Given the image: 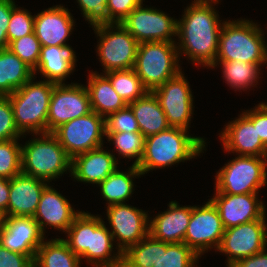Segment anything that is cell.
Returning a JSON list of instances; mask_svg holds the SVG:
<instances>
[{"label": "cell", "mask_w": 267, "mask_h": 267, "mask_svg": "<svg viewBox=\"0 0 267 267\" xmlns=\"http://www.w3.org/2000/svg\"><path fill=\"white\" fill-rule=\"evenodd\" d=\"M74 23L68 9L56 5L35 15L34 33L41 46H65Z\"/></svg>", "instance_id": "20"}, {"label": "cell", "mask_w": 267, "mask_h": 267, "mask_svg": "<svg viewBox=\"0 0 267 267\" xmlns=\"http://www.w3.org/2000/svg\"><path fill=\"white\" fill-rule=\"evenodd\" d=\"M33 79L35 78L32 77L8 97L18 130L23 135L31 132L38 136L47 133L50 98L56 83L47 80L35 83Z\"/></svg>", "instance_id": "5"}, {"label": "cell", "mask_w": 267, "mask_h": 267, "mask_svg": "<svg viewBox=\"0 0 267 267\" xmlns=\"http://www.w3.org/2000/svg\"><path fill=\"white\" fill-rule=\"evenodd\" d=\"M83 17L92 25L109 24V13L107 9V0H77Z\"/></svg>", "instance_id": "41"}, {"label": "cell", "mask_w": 267, "mask_h": 267, "mask_svg": "<svg viewBox=\"0 0 267 267\" xmlns=\"http://www.w3.org/2000/svg\"><path fill=\"white\" fill-rule=\"evenodd\" d=\"M143 0H107L109 24L123 21Z\"/></svg>", "instance_id": "42"}, {"label": "cell", "mask_w": 267, "mask_h": 267, "mask_svg": "<svg viewBox=\"0 0 267 267\" xmlns=\"http://www.w3.org/2000/svg\"><path fill=\"white\" fill-rule=\"evenodd\" d=\"M266 216L225 229L218 251L228 255V267L250 257L267 246Z\"/></svg>", "instance_id": "11"}, {"label": "cell", "mask_w": 267, "mask_h": 267, "mask_svg": "<svg viewBox=\"0 0 267 267\" xmlns=\"http://www.w3.org/2000/svg\"><path fill=\"white\" fill-rule=\"evenodd\" d=\"M159 258V240L148 234L122 253L121 267H153Z\"/></svg>", "instance_id": "34"}, {"label": "cell", "mask_w": 267, "mask_h": 267, "mask_svg": "<svg viewBox=\"0 0 267 267\" xmlns=\"http://www.w3.org/2000/svg\"><path fill=\"white\" fill-rule=\"evenodd\" d=\"M176 46L174 42L139 43L133 70L148 91L152 92L181 71Z\"/></svg>", "instance_id": "7"}, {"label": "cell", "mask_w": 267, "mask_h": 267, "mask_svg": "<svg viewBox=\"0 0 267 267\" xmlns=\"http://www.w3.org/2000/svg\"><path fill=\"white\" fill-rule=\"evenodd\" d=\"M0 267H34L28 255L12 252L0 244Z\"/></svg>", "instance_id": "43"}, {"label": "cell", "mask_w": 267, "mask_h": 267, "mask_svg": "<svg viewBox=\"0 0 267 267\" xmlns=\"http://www.w3.org/2000/svg\"><path fill=\"white\" fill-rule=\"evenodd\" d=\"M117 162L113 153L99 147L72 159L71 176L77 181L97 185L118 168Z\"/></svg>", "instance_id": "23"}, {"label": "cell", "mask_w": 267, "mask_h": 267, "mask_svg": "<svg viewBox=\"0 0 267 267\" xmlns=\"http://www.w3.org/2000/svg\"><path fill=\"white\" fill-rule=\"evenodd\" d=\"M14 6L13 0H0V49L8 48L7 30Z\"/></svg>", "instance_id": "44"}, {"label": "cell", "mask_w": 267, "mask_h": 267, "mask_svg": "<svg viewBox=\"0 0 267 267\" xmlns=\"http://www.w3.org/2000/svg\"><path fill=\"white\" fill-rule=\"evenodd\" d=\"M8 49L26 63L33 70L35 75V70L40 58L41 44L34 32L20 39L11 41L8 45Z\"/></svg>", "instance_id": "37"}, {"label": "cell", "mask_w": 267, "mask_h": 267, "mask_svg": "<svg viewBox=\"0 0 267 267\" xmlns=\"http://www.w3.org/2000/svg\"><path fill=\"white\" fill-rule=\"evenodd\" d=\"M44 239L33 217H1L0 244L9 251L28 255L34 261Z\"/></svg>", "instance_id": "18"}, {"label": "cell", "mask_w": 267, "mask_h": 267, "mask_svg": "<svg viewBox=\"0 0 267 267\" xmlns=\"http://www.w3.org/2000/svg\"><path fill=\"white\" fill-rule=\"evenodd\" d=\"M72 159L52 133H41L21 146L22 173L47 182L71 173Z\"/></svg>", "instance_id": "6"}, {"label": "cell", "mask_w": 267, "mask_h": 267, "mask_svg": "<svg viewBox=\"0 0 267 267\" xmlns=\"http://www.w3.org/2000/svg\"><path fill=\"white\" fill-rule=\"evenodd\" d=\"M91 111L89 93L84 85L55 84L48 110L47 133H52L60 125Z\"/></svg>", "instance_id": "12"}, {"label": "cell", "mask_w": 267, "mask_h": 267, "mask_svg": "<svg viewBox=\"0 0 267 267\" xmlns=\"http://www.w3.org/2000/svg\"><path fill=\"white\" fill-rule=\"evenodd\" d=\"M198 257L200 256L183 242L168 243L159 240V258L153 267H195Z\"/></svg>", "instance_id": "33"}, {"label": "cell", "mask_w": 267, "mask_h": 267, "mask_svg": "<svg viewBox=\"0 0 267 267\" xmlns=\"http://www.w3.org/2000/svg\"><path fill=\"white\" fill-rule=\"evenodd\" d=\"M22 135L16 127L9 97L0 96V141L19 139Z\"/></svg>", "instance_id": "40"}, {"label": "cell", "mask_w": 267, "mask_h": 267, "mask_svg": "<svg viewBox=\"0 0 267 267\" xmlns=\"http://www.w3.org/2000/svg\"><path fill=\"white\" fill-rule=\"evenodd\" d=\"M101 217L82 212L75 217L63 239L68 247L81 259L86 258L93 267H121L122 253L113 251V236ZM111 256V257H110Z\"/></svg>", "instance_id": "2"}, {"label": "cell", "mask_w": 267, "mask_h": 267, "mask_svg": "<svg viewBox=\"0 0 267 267\" xmlns=\"http://www.w3.org/2000/svg\"><path fill=\"white\" fill-rule=\"evenodd\" d=\"M219 62V63H218ZM218 64L222 66L223 78L227 81V84L232 88L243 90L249 89L250 86L256 85L260 74L261 64L247 63L244 61H215L211 67H215Z\"/></svg>", "instance_id": "31"}, {"label": "cell", "mask_w": 267, "mask_h": 267, "mask_svg": "<svg viewBox=\"0 0 267 267\" xmlns=\"http://www.w3.org/2000/svg\"><path fill=\"white\" fill-rule=\"evenodd\" d=\"M75 62V52L69 45L41 46L35 73L39 71L45 80L61 84L75 70Z\"/></svg>", "instance_id": "25"}, {"label": "cell", "mask_w": 267, "mask_h": 267, "mask_svg": "<svg viewBox=\"0 0 267 267\" xmlns=\"http://www.w3.org/2000/svg\"><path fill=\"white\" fill-rule=\"evenodd\" d=\"M105 75L110 80L113 89L127 105L148 92L133 69L114 70L105 73Z\"/></svg>", "instance_id": "32"}, {"label": "cell", "mask_w": 267, "mask_h": 267, "mask_svg": "<svg viewBox=\"0 0 267 267\" xmlns=\"http://www.w3.org/2000/svg\"><path fill=\"white\" fill-rule=\"evenodd\" d=\"M34 20L35 16H32L29 11L20 9V7L18 8L15 5L12 9L11 18L8 24V45L11 41L33 33Z\"/></svg>", "instance_id": "38"}, {"label": "cell", "mask_w": 267, "mask_h": 267, "mask_svg": "<svg viewBox=\"0 0 267 267\" xmlns=\"http://www.w3.org/2000/svg\"><path fill=\"white\" fill-rule=\"evenodd\" d=\"M32 77L33 70L10 49H0V96H9Z\"/></svg>", "instance_id": "28"}, {"label": "cell", "mask_w": 267, "mask_h": 267, "mask_svg": "<svg viewBox=\"0 0 267 267\" xmlns=\"http://www.w3.org/2000/svg\"><path fill=\"white\" fill-rule=\"evenodd\" d=\"M263 34L261 28L252 21H224L219 34L215 61L240 60L266 64L267 45Z\"/></svg>", "instance_id": "4"}, {"label": "cell", "mask_w": 267, "mask_h": 267, "mask_svg": "<svg viewBox=\"0 0 267 267\" xmlns=\"http://www.w3.org/2000/svg\"><path fill=\"white\" fill-rule=\"evenodd\" d=\"M93 29L100 37L97 53L104 73L133 69L139 43L126 28L121 23H112L98 25Z\"/></svg>", "instance_id": "9"}, {"label": "cell", "mask_w": 267, "mask_h": 267, "mask_svg": "<svg viewBox=\"0 0 267 267\" xmlns=\"http://www.w3.org/2000/svg\"><path fill=\"white\" fill-rule=\"evenodd\" d=\"M220 136L225 151L237 155L267 156V147L257 132V106L228 123Z\"/></svg>", "instance_id": "17"}, {"label": "cell", "mask_w": 267, "mask_h": 267, "mask_svg": "<svg viewBox=\"0 0 267 267\" xmlns=\"http://www.w3.org/2000/svg\"><path fill=\"white\" fill-rule=\"evenodd\" d=\"M108 141H113L115 149L123 158H136L138 165L144 153L145 137L140 132H105Z\"/></svg>", "instance_id": "35"}, {"label": "cell", "mask_w": 267, "mask_h": 267, "mask_svg": "<svg viewBox=\"0 0 267 267\" xmlns=\"http://www.w3.org/2000/svg\"><path fill=\"white\" fill-rule=\"evenodd\" d=\"M80 211L75 212L68 200L53 187L47 185L40 197L33 219L43 234L45 226L66 232Z\"/></svg>", "instance_id": "22"}, {"label": "cell", "mask_w": 267, "mask_h": 267, "mask_svg": "<svg viewBox=\"0 0 267 267\" xmlns=\"http://www.w3.org/2000/svg\"><path fill=\"white\" fill-rule=\"evenodd\" d=\"M80 258L61 238L43 241L36 251L34 267H79Z\"/></svg>", "instance_id": "29"}, {"label": "cell", "mask_w": 267, "mask_h": 267, "mask_svg": "<svg viewBox=\"0 0 267 267\" xmlns=\"http://www.w3.org/2000/svg\"><path fill=\"white\" fill-rule=\"evenodd\" d=\"M141 3L120 23L141 42H175L171 37L177 36V21L164 12L154 8H144Z\"/></svg>", "instance_id": "14"}, {"label": "cell", "mask_w": 267, "mask_h": 267, "mask_svg": "<svg viewBox=\"0 0 267 267\" xmlns=\"http://www.w3.org/2000/svg\"><path fill=\"white\" fill-rule=\"evenodd\" d=\"M267 248L250 257L237 261L231 267H267Z\"/></svg>", "instance_id": "45"}, {"label": "cell", "mask_w": 267, "mask_h": 267, "mask_svg": "<svg viewBox=\"0 0 267 267\" xmlns=\"http://www.w3.org/2000/svg\"><path fill=\"white\" fill-rule=\"evenodd\" d=\"M19 139L0 141V177L11 179L22 173Z\"/></svg>", "instance_id": "36"}, {"label": "cell", "mask_w": 267, "mask_h": 267, "mask_svg": "<svg viewBox=\"0 0 267 267\" xmlns=\"http://www.w3.org/2000/svg\"><path fill=\"white\" fill-rule=\"evenodd\" d=\"M107 217L113 240L117 239V247L124 253L129 247L136 245L149 234L148 213L125 203L107 206Z\"/></svg>", "instance_id": "16"}, {"label": "cell", "mask_w": 267, "mask_h": 267, "mask_svg": "<svg viewBox=\"0 0 267 267\" xmlns=\"http://www.w3.org/2000/svg\"><path fill=\"white\" fill-rule=\"evenodd\" d=\"M86 88L89 93L91 110L104 118L127 105L113 89L110 80L105 74L91 72Z\"/></svg>", "instance_id": "26"}, {"label": "cell", "mask_w": 267, "mask_h": 267, "mask_svg": "<svg viewBox=\"0 0 267 267\" xmlns=\"http://www.w3.org/2000/svg\"><path fill=\"white\" fill-rule=\"evenodd\" d=\"M258 193H216L211 202L217 208L225 229L262 218L266 208Z\"/></svg>", "instance_id": "19"}, {"label": "cell", "mask_w": 267, "mask_h": 267, "mask_svg": "<svg viewBox=\"0 0 267 267\" xmlns=\"http://www.w3.org/2000/svg\"><path fill=\"white\" fill-rule=\"evenodd\" d=\"M168 206L167 211L150 219L149 234L163 242L184 243L193 206L180 207L176 201H171Z\"/></svg>", "instance_id": "24"}, {"label": "cell", "mask_w": 267, "mask_h": 267, "mask_svg": "<svg viewBox=\"0 0 267 267\" xmlns=\"http://www.w3.org/2000/svg\"><path fill=\"white\" fill-rule=\"evenodd\" d=\"M52 134L73 159L77 155L103 146L105 118L91 111L60 125Z\"/></svg>", "instance_id": "10"}, {"label": "cell", "mask_w": 267, "mask_h": 267, "mask_svg": "<svg viewBox=\"0 0 267 267\" xmlns=\"http://www.w3.org/2000/svg\"><path fill=\"white\" fill-rule=\"evenodd\" d=\"M257 132L262 143L267 147V103L257 106Z\"/></svg>", "instance_id": "46"}, {"label": "cell", "mask_w": 267, "mask_h": 267, "mask_svg": "<svg viewBox=\"0 0 267 267\" xmlns=\"http://www.w3.org/2000/svg\"><path fill=\"white\" fill-rule=\"evenodd\" d=\"M267 156L238 155L219 169L215 193H258L267 183Z\"/></svg>", "instance_id": "8"}, {"label": "cell", "mask_w": 267, "mask_h": 267, "mask_svg": "<svg viewBox=\"0 0 267 267\" xmlns=\"http://www.w3.org/2000/svg\"><path fill=\"white\" fill-rule=\"evenodd\" d=\"M216 2L219 0H194L177 21V36L181 40L176 46L178 55L183 52L193 63L209 68L215 63L224 24L212 5Z\"/></svg>", "instance_id": "1"}, {"label": "cell", "mask_w": 267, "mask_h": 267, "mask_svg": "<svg viewBox=\"0 0 267 267\" xmlns=\"http://www.w3.org/2000/svg\"><path fill=\"white\" fill-rule=\"evenodd\" d=\"M187 132L182 128L169 127L145 137L144 153L137 165L141 174L199 156L205 148V141L201 137H192Z\"/></svg>", "instance_id": "3"}, {"label": "cell", "mask_w": 267, "mask_h": 267, "mask_svg": "<svg viewBox=\"0 0 267 267\" xmlns=\"http://www.w3.org/2000/svg\"><path fill=\"white\" fill-rule=\"evenodd\" d=\"M180 71L152 92L157 97L170 127L188 130L193 112V96L189 82Z\"/></svg>", "instance_id": "15"}, {"label": "cell", "mask_w": 267, "mask_h": 267, "mask_svg": "<svg viewBox=\"0 0 267 267\" xmlns=\"http://www.w3.org/2000/svg\"><path fill=\"white\" fill-rule=\"evenodd\" d=\"M47 185L46 181L23 173L11 178L8 208L2 217H33Z\"/></svg>", "instance_id": "21"}, {"label": "cell", "mask_w": 267, "mask_h": 267, "mask_svg": "<svg viewBox=\"0 0 267 267\" xmlns=\"http://www.w3.org/2000/svg\"><path fill=\"white\" fill-rule=\"evenodd\" d=\"M105 132H140L137 120L129 105L105 118Z\"/></svg>", "instance_id": "39"}, {"label": "cell", "mask_w": 267, "mask_h": 267, "mask_svg": "<svg viewBox=\"0 0 267 267\" xmlns=\"http://www.w3.org/2000/svg\"><path fill=\"white\" fill-rule=\"evenodd\" d=\"M128 172V173H127ZM120 172L117 168L112 174L98 184L103 198L108 202V206L114 204L126 203L134 191V183L132 178L140 177L141 171L136 165L129 168L128 171Z\"/></svg>", "instance_id": "30"}, {"label": "cell", "mask_w": 267, "mask_h": 267, "mask_svg": "<svg viewBox=\"0 0 267 267\" xmlns=\"http://www.w3.org/2000/svg\"><path fill=\"white\" fill-rule=\"evenodd\" d=\"M128 105L134 113L140 133L144 137L160 133L170 127L153 92L148 91L143 97Z\"/></svg>", "instance_id": "27"}, {"label": "cell", "mask_w": 267, "mask_h": 267, "mask_svg": "<svg viewBox=\"0 0 267 267\" xmlns=\"http://www.w3.org/2000/svg\"><path fill=\"white\" fill-rule=\"evenodd\" d=\"M225 227L219 212L209 200L201 207L193 206L184 243L199 256L211 248L218 249Z\"/></svg>", "instance_id": "13"}, {"label": "cell", "mask_w": 267, "mask_h": 267, "mask_svg": "<svg viewBox=\"0 0 267 267\" xmlns=\"http://www.w3.org/2000/svg\"><path fill=\"white\" fill-rule=\"evenodd\" d=\"M10 191V179L0 177V216L2 217L8 208Z\"/></svg>", "instance_id": "47"}]
</instances>
